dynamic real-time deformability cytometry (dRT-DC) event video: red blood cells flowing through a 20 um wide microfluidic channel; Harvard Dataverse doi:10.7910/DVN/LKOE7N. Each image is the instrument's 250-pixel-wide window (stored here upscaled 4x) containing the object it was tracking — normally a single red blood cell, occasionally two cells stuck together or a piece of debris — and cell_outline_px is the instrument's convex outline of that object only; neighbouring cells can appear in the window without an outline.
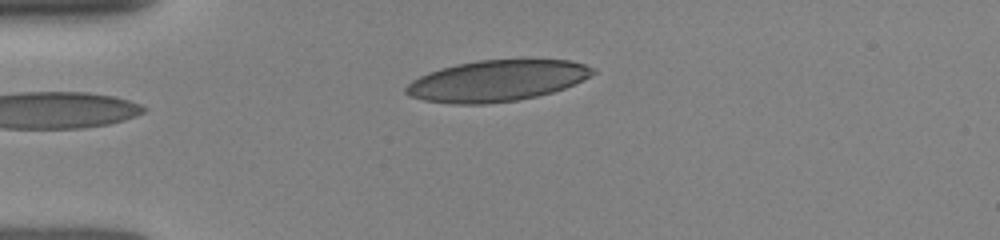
{"species": "human", "species_latin": "Homo sapiens", "temperature_condition": "room temperature", "stored_images_in_passage": 5, "camera_frame_rate_fps": 3000, "um_per_image_px": 0.085, "donor": {"sex": "female"}, "frame": {"image": 1, "passage_image": 1, "time_ms": 0.0, "image_size_px": [1000, 240], "cell_outline_px": [[596, 72], [564, 88], [552, 92], [536, 96], [516, 100], [484, 104], [452, 104], [424, 100], [408, 96], [404, 92], [404, 88], [412, 80], [420, 76], [440, 68], [456, 64], [480, 60], [568, 60], [584, 64], [596, 68]], "centroid_in_image_um": [42.18, 6.87], "position_along_channel_um": 42.8, "area_um2": 44.45}}
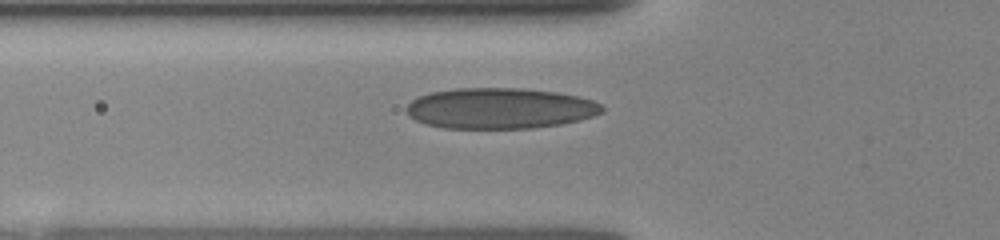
{"frame": {"image": 2, "passage_image": 4, "time_ms": 1.667, "image_size_px": [1000, 240], "cell_outline_px": [[604, 112], [580, 120], [560, 124], [532, 128], [444, 128], [424, 124], [408, 116], [404, 108], [412, 100], [420, 96], [432, 92], [456, 88], [524, 88], [556, 92], [576, 96], [592, 100], [600, 104], [604, 108]], "centroid_in_image_um": [42.47, 9.21], "position_along_channel_um": 83.3, "area_um2": 46.59}}